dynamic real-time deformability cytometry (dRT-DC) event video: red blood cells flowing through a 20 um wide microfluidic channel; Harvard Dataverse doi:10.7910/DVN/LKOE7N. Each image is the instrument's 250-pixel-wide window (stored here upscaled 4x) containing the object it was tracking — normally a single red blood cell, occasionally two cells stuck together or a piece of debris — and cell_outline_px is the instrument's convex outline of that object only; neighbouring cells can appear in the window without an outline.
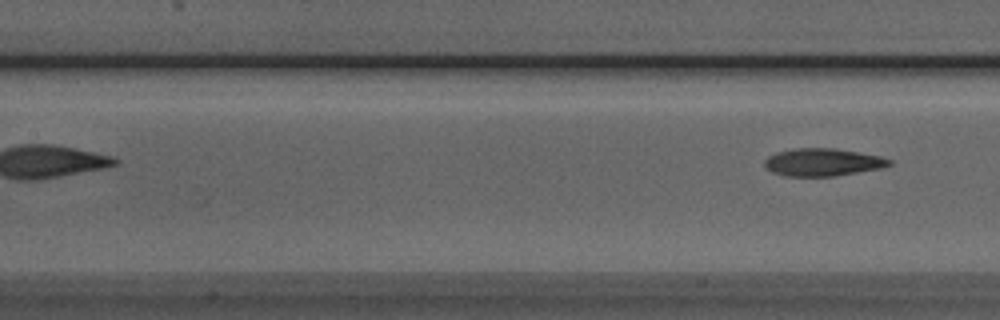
{"species": "Egyptian fruit bat (a non-hibernating species)", "species_latin": "Rousettus aegyptiacus", "temperature_condition": "room temperature", "stored_images_in_passage": 5, "camera_frame_rate_fps": 3000, "um_per_image_px": 0.085, "animal": {"sex": "male"}, "frame": {"image": 1, "passage_image": 5, "time_ms": 4.667, "image_size_px": [1000, 320], "cell_outline_px": [[892, 164], [880, 168], [832, 176], [784, 176], [772, 172], [764, 164], [764, 160], [768, 156], [776, 152], [792, 148], [832, 148], [884, 156], [892, 160]], "centroid_in_image_um": [69.92, 13.78], "position_along_channel_um": 137.5, "area_um2": 20.06}}